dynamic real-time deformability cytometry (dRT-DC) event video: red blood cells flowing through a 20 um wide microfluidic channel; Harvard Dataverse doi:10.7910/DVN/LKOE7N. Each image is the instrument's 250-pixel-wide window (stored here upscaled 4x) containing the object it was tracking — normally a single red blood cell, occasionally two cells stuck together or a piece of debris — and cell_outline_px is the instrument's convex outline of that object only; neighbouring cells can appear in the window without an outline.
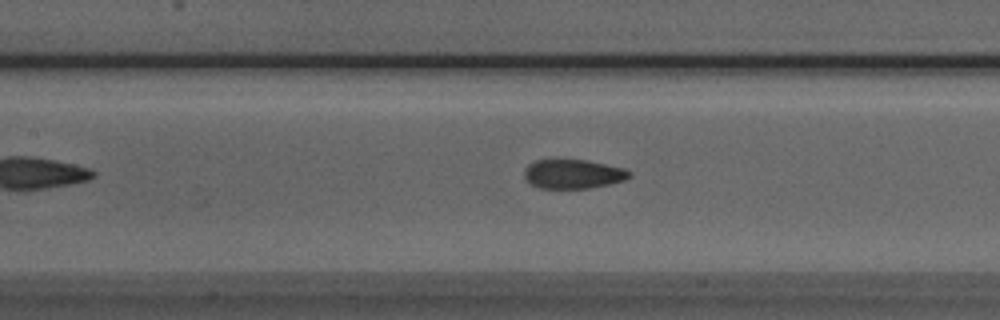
{"species": "Egyptian fruit bat (a non-hibernating species)", "species_latin": "Rousettus aegyptiacus", "temperature_condition": "room temperature", "stored_images_in_passage": 44, "camera_frame_rate_fps": 3000, "um_per_image_px": 0.085, "animal": {"sex": "male"}, "frame": {"image": 1, "passage_image": 16, "time_ms": 5.0, "image_size_px": [1000, 320], "cell_outline_px": [[632, 176], [624, 180], [608, 184], [588, 188], [540, 188], [532, 184], [524, 176], [524, 172], [528, 164], [536, 160], [584, 160], [624, 168], [632, 172]], "centroid_in_image_um": [48.73, 14.79], "position_along_channel_um": 158.7, "area_um2": 17.63}}
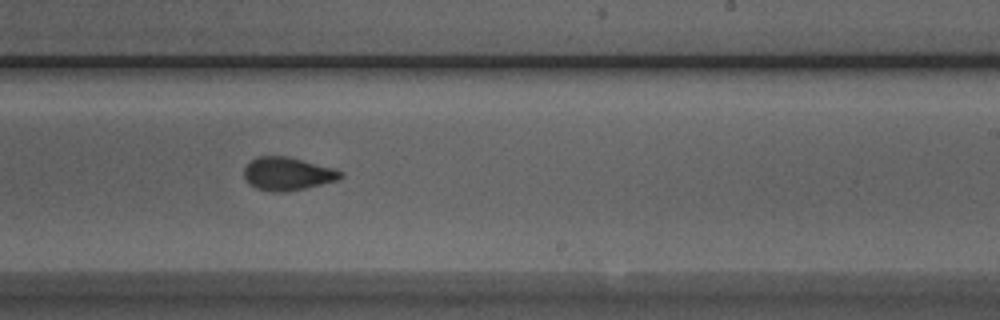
{"frame": {"image": 2, "passage_image": 24, "time_ms": 7.667, "image_size_px": [1000, 320], "cell_outline_px": [[344, 176], [340, 180], [304, 188], [284, 192], [272, 192], [256, 188], [248, 184], [244, 176], [244, 168], [256, 156], [284, 156], [332, 168], [340, 172]], "centroid_in_image_um": [24.4, 14.79], "position_along_channel_um": 264.6, "area_um2": 18.38}}
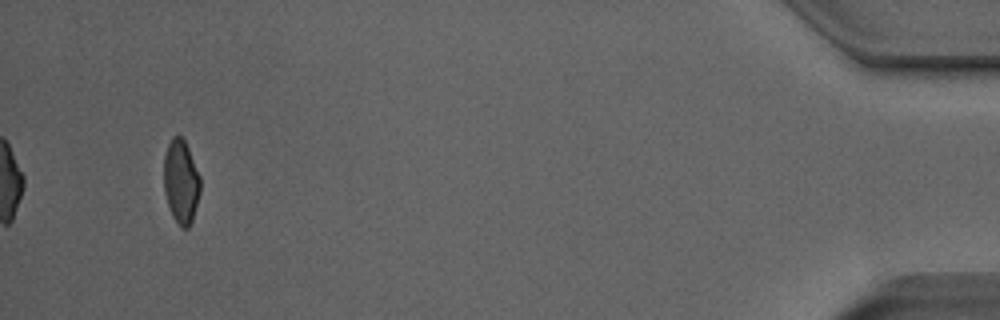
{"frame": {"image": 3, "passage_image": 42, "time_ms": 13.667, "image_size_px": [1000, 320], "cell_outline_px": [[200, 192], [192, 220], [188, 228], [180, 228], [172, 216], [164, 192], [164, 156], [168, 144], [172, 136], [180, 136], [184, 140], [188, 148], [200, 176]], "centroid_in_image_um": [15.38, 15.45], "position_along_channel_um": 419.8, "area_um2": 17.74}, "authors_computed_cell_mechanics": {"area_um2": 18.7272, "velocity_mm_per_s": 3.9909, "shape_relaxation_time_tau1_ms": 9.9063, "shape_relaxation_time_tau2_ms": 1.1504, "deformation_change_tau1": 0.1875, "deformation_change_tau2": 0.0615}}